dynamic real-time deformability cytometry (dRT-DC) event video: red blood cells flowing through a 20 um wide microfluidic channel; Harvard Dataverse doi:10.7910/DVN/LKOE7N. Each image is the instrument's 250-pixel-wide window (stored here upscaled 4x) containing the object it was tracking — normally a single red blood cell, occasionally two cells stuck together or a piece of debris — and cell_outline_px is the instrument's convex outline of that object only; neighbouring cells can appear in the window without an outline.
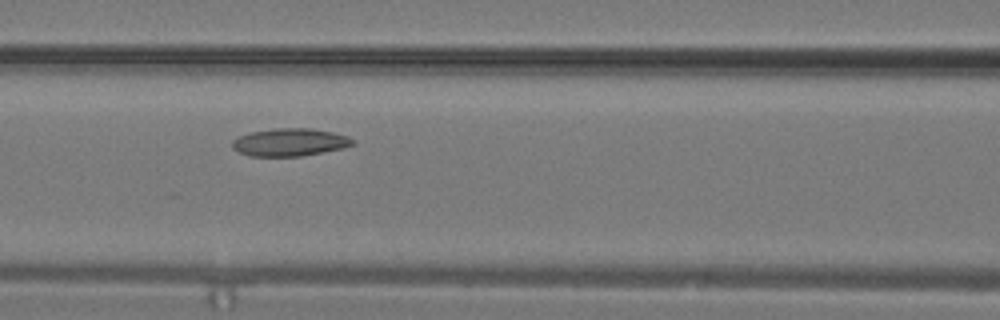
{"species": "common noctule bat (a hibernating species)", "species_latin": "Nyctalus noctula", "temperature_condition": "warm", "stored_images_in_passage": 21, "camera_frame_rate_fps": 3000, "um_per_image_px": 0.085, "animal": {"sex": "male", "body_mass_g": 19.2, "forearm_length_mm": 51.8}, "frame": {"image": 1, "passage_image": 7, "time_ms": 2.0, "image_size_px": [1000, 320], "cell_outline_px": [[356, 144], [344, 148], [300, 156], [248, 156], [232, 148], [232, 140], [240, 136], [252, 132], [276, 128], [312, 128], [332, 132], [348, 136]], "centroid_in_image_um": [24.64, 12.09], "position_along_channel_um": 142.0, "area_um2": 19.36}}
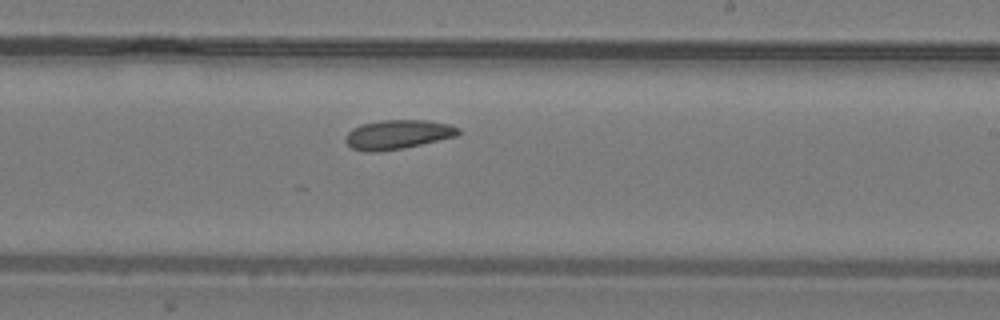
{"frame": {"image": 2, "passage_image": 12, "time_ms": 3.667, "image_size_px": [1000, 320], "cell_outline_px": [[460, 132], [456, 136], [404, 148], [376, 152], [364, 152], [352, 148], [344, 140], [344, 136], [352, 128], [360, 124], [380, 120], [428, 120], [452, 124], [460, 128]], "centroid_in_image_um": [33.79, 11.42], "position_along_channel_um": 255.2, "area_um2": 19.48}}
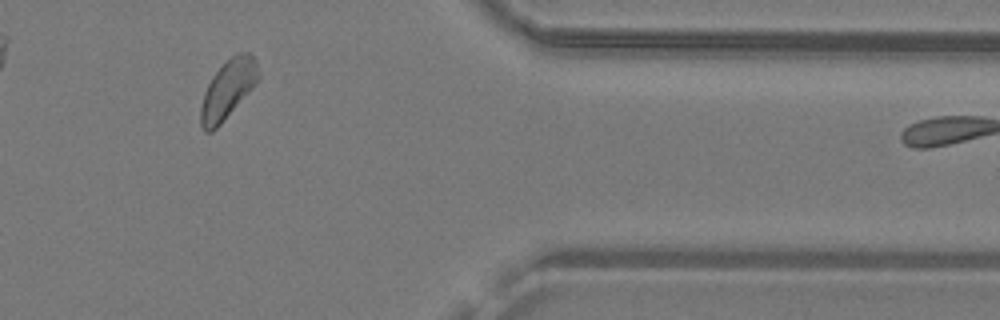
{"frame": {"image": 3, "passage_image": 19, "time_ms": 6.0, "image_size_px": [1000, 320], "cell_outline_px": [[260, 76], [256, 84], [220, 124], [212, 132], [204, 132], [200, 124], [200, 108], [204, 92], [212, 76], [232, 56], [240, 52], [252, 52], [256, 60], [260, 72]], "centroid_in_image_um": [19.38, 7.59], "position_along_channel_um": 392.0, "area_um2": 19.65}}